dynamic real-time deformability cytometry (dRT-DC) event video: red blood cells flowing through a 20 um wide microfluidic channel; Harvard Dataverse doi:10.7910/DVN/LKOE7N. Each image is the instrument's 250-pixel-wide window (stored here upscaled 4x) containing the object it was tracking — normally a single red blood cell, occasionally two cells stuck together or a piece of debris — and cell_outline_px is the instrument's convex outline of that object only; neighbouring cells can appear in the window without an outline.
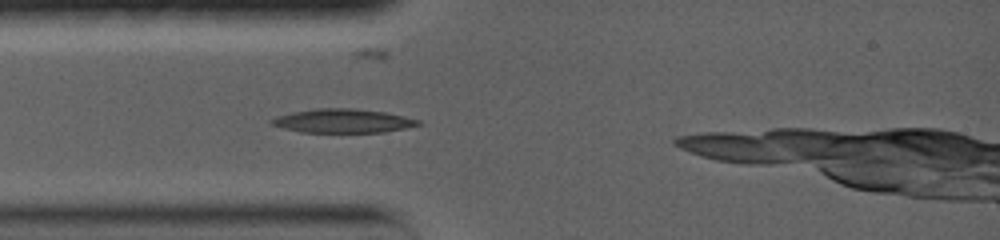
{"species": "common noctule bat (a hibernating species)", "species_latin": "Nyctalus noctula", "temperature_condition": "warm", "stored_images_in_passage": 4, "camera_frame_rate_fps": 5000, "um_per_image_px": 0.085, "animal": {"sex": "female", "body_mass_g": 19.0, "forearm_length_mm": 56.7}, "frame": {"image": 1, "passage_image": 2, "time_ms": 0.8, "image_size_px": [1000, 240], "cell_outline_px": [[424, 124], [384, 132], [300, 132], [268, 124], [268, 120], [276, 116], [292, 112], [316, 108], [352, 108], [384, 112], [404, 116], [420, 120]], "centroid_in_image_um": [29.11, 10.27], "position_along_channel_um": 55.9, "area_um2": 20.46}}